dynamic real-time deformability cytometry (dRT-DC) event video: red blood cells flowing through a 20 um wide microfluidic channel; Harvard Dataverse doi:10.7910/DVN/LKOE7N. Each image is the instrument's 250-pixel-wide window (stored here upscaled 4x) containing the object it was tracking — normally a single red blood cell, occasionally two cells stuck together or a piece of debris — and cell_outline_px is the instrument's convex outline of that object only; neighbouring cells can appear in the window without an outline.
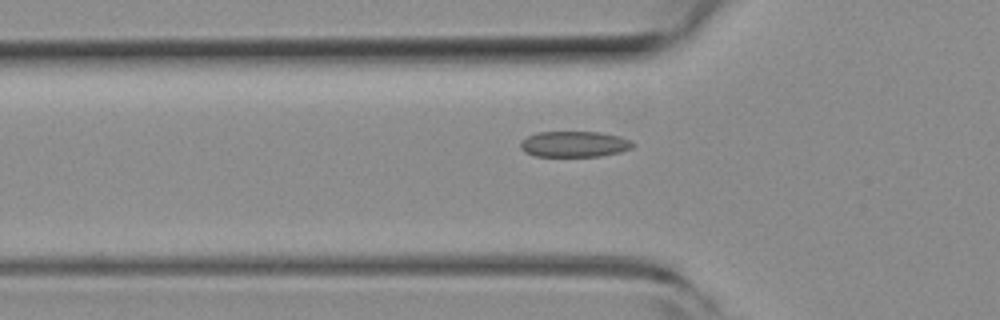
{"species": "common noctule bat (a hibernating species)", "species_latin": "Nyctalus noctula", "temperature_condition": "room temperature", "stored_images_in_passage": 39, "camera_frame_rate_fps": 3000, "um_per_image_px": 0.085, "animal": {"sex": "female", "body_mass_g": 19.3, "forearm_length_mm": 54.1}, "frame": {"image": 1, "passage_image": 4, "time_ms": 1.0, "image_size_px": [1000, 320], "cell_outline_px": [[636, 144], [632, 148], [620, 152], [600, 156], [536, 156], [524, 152], [520, 148], [520, 144], [528, 136], [536, 132], [600, 132], [620, 136], [632, 140]], "centroid_in_image_um": [48.86, 12.25], "position_along_channel_um": 76.9, "area_um2": 16.99}}
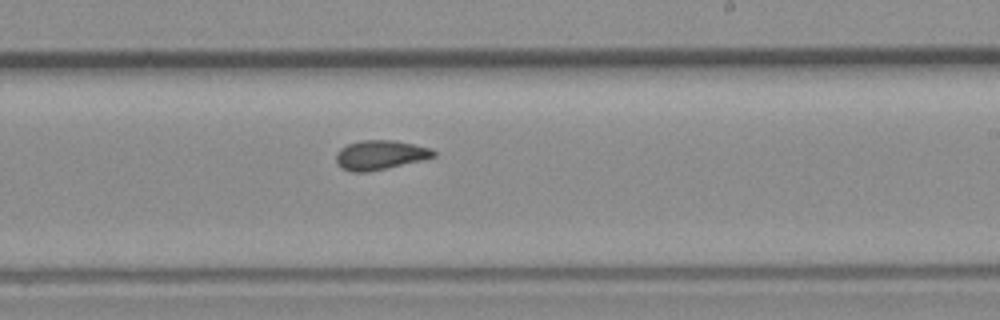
{"frame": {"image": 2, "passage_image": 18, "time_ms": 5.667, "image_size_px": [1000, 320], "cell_outline_px": [[436, 156], [420, 160], [368, 172], [352, 172], [340, 168], [336, 164], [336, 152], [340, 148], [348, 144], [360, 140], [396, 140], [432, 148], [436, 152]], "centroid_in_image_um": [32.28, 13.16], "position_along_channel_um": 256.7, "area_um2": 16.76}}
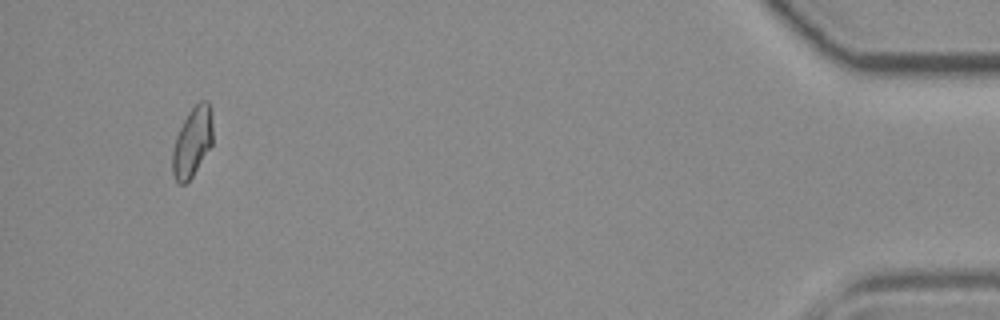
{"frame": {"image": 3, "passage_image": 37, "time_ms": 12.0, "image_size_px": [1000, 320], "cell_outline_px": [[212, 144], [192, 176], [184, 184], [176, 184], [172, 172], [172, 152], [176, 136], [188, 112], [200, 100], [208, 100], [212, 108]], "centroid_in_image_um": [16.35, 12.05], "position_along_channel_um": 418.9, "area_um2": 16.42}}